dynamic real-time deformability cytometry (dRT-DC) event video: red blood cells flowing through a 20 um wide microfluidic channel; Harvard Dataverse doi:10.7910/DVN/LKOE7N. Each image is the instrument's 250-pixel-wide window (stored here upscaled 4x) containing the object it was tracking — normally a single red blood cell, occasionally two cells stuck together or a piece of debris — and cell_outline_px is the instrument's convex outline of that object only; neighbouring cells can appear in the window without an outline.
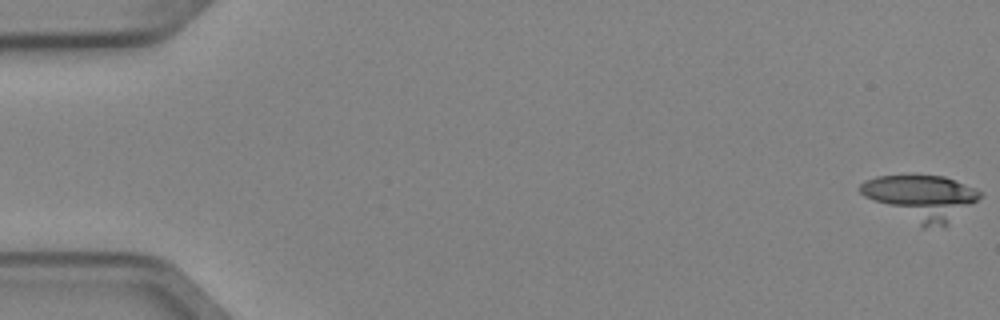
{"species": "Egyptian fruit bat (a non-hibernating species)", "species_latin": "Rousettus aegyptiacus", "temperature_condition": "cold", "stored_images_in_passage": 8, "camera_frame_rate_fps": 3000, "um_per_image_px": 0.085, "animal": {"sex": "female"}, "frame": {"image": 1, "passage_image": 1, "time_ms": 0.0, "image_size_px": [1000, 320], "cell_outline_px": [[984, 192], [976, 200], [944, 228], [924, 228], [864, 196], [856, 188], [864, 180], [876, 176], [944, 176]], "centroid_in_image_um": [78.3, 16.81], "position_along_channel_um": 6.7, "area_um2": 31.04}}
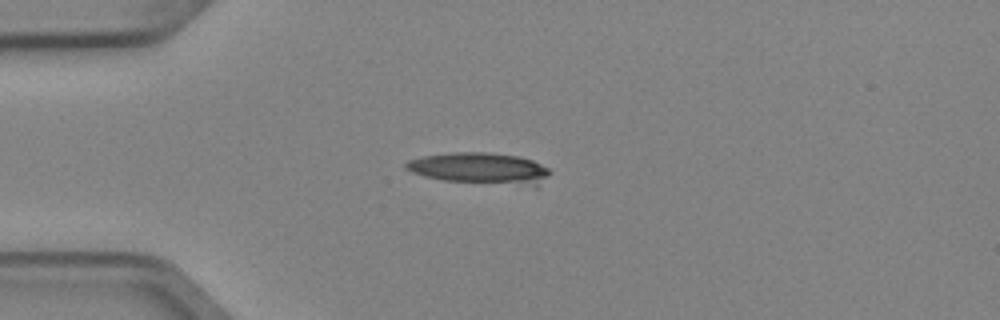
{"frame": {"image": 2, "passage_image": 4, "time_ms": 1.0, "image_size_px": [1000, 320], "cell_outline_px": [[552, 172], [536, 188], [444, 180], [424, 176], [412, 172], [404, 168], [404, 164], [408, 160], [424, 156], [452, 152], [488, 152], [520, 156], [532, 160], [548, 168]], "centroid_in_image_um": [40.86, 14.33], "position_along_channel_um": 44.1, "area_um2": 26.93}}